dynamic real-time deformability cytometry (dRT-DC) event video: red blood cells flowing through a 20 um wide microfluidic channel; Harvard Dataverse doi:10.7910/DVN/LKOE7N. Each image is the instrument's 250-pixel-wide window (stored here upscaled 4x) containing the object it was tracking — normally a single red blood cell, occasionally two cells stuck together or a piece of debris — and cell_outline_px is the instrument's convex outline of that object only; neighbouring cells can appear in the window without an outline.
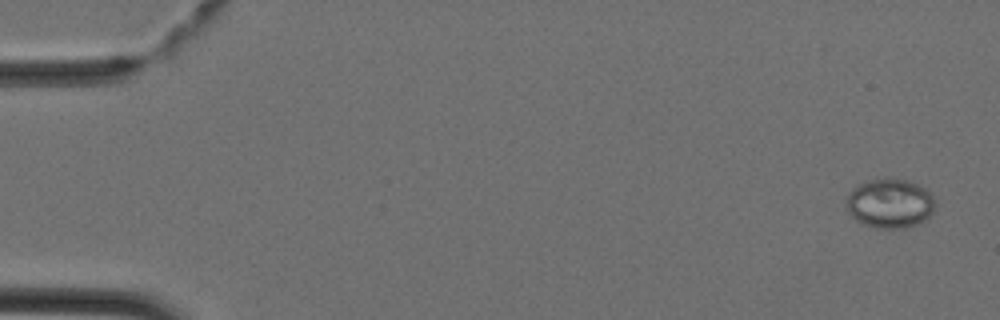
{"species": "Egyptian fruit bat (a non-hibernating species)", "species_latin": "Rousettus aegyptiacus", "temperature_condition": "cold", "stored_images_in_passage": 10, "camera_frame_rate_fps": 3000, "um_per_image_px": 0.085, "animal": {"sex": "female"}, "frame": {"image": 1, "passage_image": 2, "time_ms": 0.333, "image_size_px": [1000, 320], "cell_outline_px": [[936, 204], [932, 212], [924, 220], [916, 224], [904, 228], [876, 228], [864, 224], [856, 220], [848, 212], [848, 196], [852, 188], [856, 184], [868, 180], [888, 176], [908, 180], [924, 188], [932, 196]], "centroid_in_image_um": [75.63, 17.25], "position_along_channel_um": 9.4, "area_um2": 25.66}}